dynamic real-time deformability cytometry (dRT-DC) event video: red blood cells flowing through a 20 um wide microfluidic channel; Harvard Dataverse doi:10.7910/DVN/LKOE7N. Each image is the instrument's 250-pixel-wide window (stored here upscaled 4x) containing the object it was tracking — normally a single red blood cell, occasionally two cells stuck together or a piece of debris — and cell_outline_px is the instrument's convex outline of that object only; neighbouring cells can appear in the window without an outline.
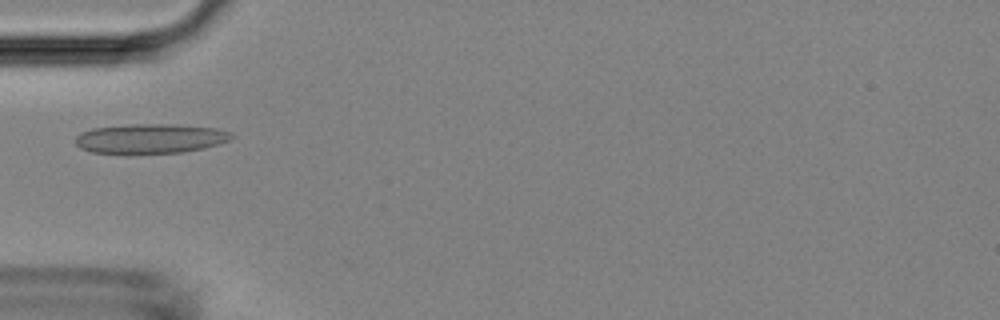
{"species": "Egyptian fruit bat (a non-hibernating species)", "species_latin": "Rousettus aegyptiacus", "temperature_condition": "room temperature", "stored_images_in_passage": 2, "camera_frame_rate_fps": 3000, "um_per_image_px": 0.085, "animal": {"sex": "female"}, "frame": {"image": 1, "passage_image": 2, "time_ms": 1.333, "image_size_px": [1000, 320], "cell_outline_px": [[236, 136], [220, 144], [204, 148], [184, 152], [132, 156], [124, 156], [92, 152], [80, 148], [76, 144], [76, 136], [80, 132], [92, 128], [132, 124], [176, 124], [216, 128], [232, 132]], "centroid_in_image_um": [12.76, 11.82], "position_along_channel_um": 72.2, "area_um2": 28.15}}